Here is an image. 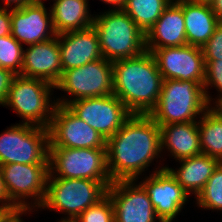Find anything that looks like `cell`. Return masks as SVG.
<instances>
[{
  "instance_id": "cell-1",
  "label": "cell",
  "mask_w": 222,
  "mask_h": 222,
  "mask_svg": "<svg viewBox=\"0 0 222 222\" xmlns=\"http://www.w3.org/2000/svg\"><path fill=\"white\" fill-rule=\"evenodd\" d=\"M110 179L139 180L161 158L160 126L148 114H132L106 141Z\"/></svg>"
},
{
  "instance_id": "cell-2",
  "label": "cell",
  "mask_w": 222,
  "mask_h": 222,
  "mask_svg": "<svg viewBox=\"0 0 222 222\" xmlns=\"http://www.w3.org/2000/svg\"><path fill=\"white\" fill-rule=\"evenodd\" d=\"M112 65L113 94L132 114H149L158 102L163 81L151 52Z\"/></svg>"
},
{
  "instance_id": "cell-3",
  "label": "cell",
  "mask_w": 222,
  "mask_h": 222,
  "mask_svg": "<svg viewBox=\"0 0 222 222\" xmlns=\"http://www.w3.org/2000/svg\"><path fill=\"white\" fill-rule=\"evenodd\" d=\"M99 14L94 15L92 27L97 32L103 58L114 62L146 51V34L122 9L109 8Z\"/></svg>"
},
{
  "instance_id": "cell-4",
  "label": "cell",
  "mask_w": 222,
  "mask_h": 222,
  "mask_svg": "<svg viewBox=\"0 0 222 222\" xmlns=\"http://www.w3.org/2000/svg\"><path fill=\"white\" fill-rule=\"evenodd\" d=\"M210 107L196 81L163 80L160 97L148 114L159 126L198 121Z\"/></svg>"
},
{
  "instance_id": "cell-5",
  "label": "cell",
  "mask_w": 222,
  "mask_h": 222,
  "mask_svg": "<svg viewBox=\"0 0 222 222\" xmlns=\"http://www.w3.org/2000/svg\"><path fill=\"white\" fill-rule=\"evenodd\" d=\"M112 180L48 177L46 195L39 209H49L65 216L59 221L72 222L88 207L107 195Z\"/></svg>"
},
{
  "instance_id": "cell-6",
  "label": "cell",
  "mask_w": 222,
  "mask_h": 222,
  "mask_svg": "<svg viewBox=\"0 0 222 222\" xmlns=\"http://www.w3.org/2000/svg\"><path fill=\"white\" fill-rule=\"evenodd\" d=\"M54 89L45 80L16 75L2 106L13 109L22 118L21 123L48 128L56 106V101L51 100Z\"/></svg>"
},
{
  "instance_id": "cell-7",
  "label": "cell",
  "mask_w": 222,
  "mask_h": 222,
  "mask_svg": "<svg viewBox=\"0 0 222 222\" xmlns=\"http://www.w3.org/2000/svg\"><path fill=\"white\" fill-rule=\"evenodd\" d=\"M48 128L16 123L0 134V166L20 164H49Z\"/></svg>"
},
{
  "instance_id": "cell-8",
  "label": "cell",
  "mask_w": 222,
  "mask_h": 222,
  "mask_svg": "<svg viewBox=\"0 0 222 222\" xmlns=\"http://www.w3.org/2000/svg\"><path fill=\"white\" fill-rule=\"evenodd\" d=\"M55 89L64 91L65 95L69 94L55 100L56 104L66 106L78 99L113 94L112 62L101 58L81 67L66 70Z\"/></svg>"
},
{
  "instance_id": "cell-9",
  "label": "cell",
  "mask_w": 222,
  "mask_h": 222,
  "mask_svg": "<svg viewBox=\"0 0 222 222\" xmlns=\"http://www.w3.org/2000/svg\"><path fill=\"white\" fill-rule=\"evenodd\" d=\"M48 177L111 180L107 148L49 147Z\"/></svg>"
},
{
  "instance_id": "cell-10",
  "label": "cell",
  "mask_w": 222,
  "mask_h": 222,
  "mask_svg": "<svg viewBox=\"0 0 222 222\" xmlns=\"http://www.w3.org/2000/svg\"><path fill=\"white\" fill-rule=\"evenodd\" d=\"M0 169L6 193L15 206L38 209L43 204L49 164L11 163Z\"/></svg>"
},
{
  "instance_id": "cell-11",
  "label": "cell",
  "mask_w": 222,
  "mask_h": 222,
  "mask_svg": "<svg viewBox=\"0 0 222 222\" xmlns=\"http://www.w3.org/2000/svg\"><path fill=\"white\" fill-rule=\"evenodd\" d=\"M67 107L84 122L99 132L107 141L132 115L114 94L103 97L82 98Z\"/></svg>"
},
{
  "instance_id": "cell-12",
  "label": "cell",
  "mask_w": 222,
  "mask_h": 222,
  "mask_svg": "<svg viewBox=\"0 0 222 222\" xmlns=\"http://www.w3.org/2000/svg\"><path fill=\"white\" fill-rule=\"evenodd\" d=\"M48 133L49 147L106 148L104 137L66 105L56 104Z\"/></svg>"
},
{
  "instance_id": "cell-13",
  "label": "cell",
  "mask_w": 222,
  "mask_h": 222,
  "mask_svg": "<svg viewBox=\"0 0 222 222\" xmlns=\"http://www.w3.org/2000/svg\"><path fill=\"white\" fill-rule=\"evenodd\" d=\"M166 165L158 166L139 184L147 192L155 213L161 222H172L183 210L190 195L177 182Z\"/></svg>"
},
{
  "instance_id": "cell-14",
  "label": "cell",
  "mask_w": 222,
  "mask_h": 222,
  "mask_svg": "<svg viewBox=\"0 0 222 222\" xmlns=\"http://www.w3.org/2000/svg\"><path fill=\"white\" fill-rule=\"evenodd\" d=\"M151 54L163 80L176 79L204 84L206 65L202 48L187 44L155 49Z\"/></svg>"
},
{
  "instance_id": "cell-15",
  "label": "cell",
  "mask_w": 222,
  "mask_h": 222,
  "mask_svg": "<svg viewBox=\"0 0 222 222\" xmlns=\"http://www.w3.org/2000/svg\"><path fill=\"white\" fill-rule=\"evenodd\" d=\"M137 182L117 180L108 187L107 195L114 207L115 222H161L147 192Z\"/></svg>"
},
{
  "instance_id": "cell-16",
  "label": "cell",
  "mask_w": 222,
  "mask_h": 222,
  "mask_svg": "<svg viewBox=\"0 0 222 222\" xmlns=\"http://www.w3.org/2000/svg\"><path fill=\"white\" fill-rule=\"evenodd\" d=\"M45 7L44 3L32 2L21 8H11V35L22 45L45 42L57 36L51 11Z\"/></svg>"
},
{
  "instance_id": "cell-17",
  "label": "cell",
  "mask_w": 222,
  "mask_h": 222,
  "mask_svg": "<svg viewBox=\"0 0 222 222\" xmlns=\"http://www.w3.org/2000/svg\"><path fill=\"white\" fill-rule=\"evenodd\" d=\"M62 74L103 58L99 38L93 27L57 35Z\"/></svg>"
},
{
  "instance_id": "cell-18",
  "label": "cell",
  "mask_w": 222,
  "mask_h": 222,
  "mask_svg": "<svg viewBox=\"0 0 222 222\" xmlns=\"http://www.w3.org/2000/svg\"><path fill=\"white\" fill-rule=\"evenodd\" d=\"M21 76L45 80L54 86L62 77L57 36L24 49Z\"/></svg>"
},
{
  "instance_id": "cell-19",
  "label": "cell",
  "mask_w": 222,
  "mask_h": 222,
  "mask_svg": "<svg viewBox=\"0 0 222 222\" xmlns=\"http://www.w3.org/2000/svg\"><path fill=\"white\" fill-rule=\"evenodd\" d=\"M187 45L182 0H172L146 33V51Z\"/></svg>"
},
{
  "instance_id": "cell-20",
  "label": "cell",
  "mask_w": 222,
  "mask_h": 222,
  "mask_svg": "<svg viewBox=\"0 0 222 222\" xmlns=\"http://www.w3.org/2000/svg\"><path fill=\"white\" fill-rule=\"evenodd\" d=\"M161 153H170L175 161L201 154L198 121L160 126Z\"/></svg>"
},
{
  "instance_id": "cell-21",
  "label": "cell",
  "mask_w": 222,
  "mask_h": 222,
  "mask_svg": "<svg viewBox=\"0 0 222 222\" xmlns=\"http://www.w3.org/2000/svg\"><path fill=\"white\" fill-rule=\"evenodd\" d=\"M177 162L180 164L177 169L169 166L165 168L189 195L194 194V198L202 191L214 170L221 163L218 159L202 153Z\"/></svg>"
},
{
  "instance_id": "cell-22",
  "label": "cell",
  "mask_w": 222,
  "mask_h": 222,
  "mask_svg": "<svg viewBox=\"0 0 222 222\" xmlns=\"http://www.w3.org/2000/svg\"><path fill=\"white\" fill-rule=\"evenodd\" d=\"M187 44L202 48L213 35L219 21L208 4L182 0Z\"/></svg>"
},
{
  "instance_id": "cell-23",
  "label": "cell",
  "mask_w": 222,
  "mask_h": 222,
  "mask_svg": "<svg viewBox=\"0 0 222 222\" xmlns=\"http://www.w3.org/2000/svg\"><path fill=\"white\" fill-rule=\"evenodd\" d=\"M50 7L56 34L92 27L94 16L89 12V0H53Z\"/></svg>"
},
{
  "instance_id": "cell-24",
  "label": "cell",
  "mask_w": 222,
  "mask_h": 222,
  "mask_svg": "<svg viewBox=\"0 0 222 222\" xmlns=\"http://www.w3.org/2000/svg\"><path fill=\"white\" fill-rule=\"evenodd\" d=\"M201 153L222 162V115L209 107L198 120Z\"/></svg>"
},
{
  "instance_id": "cell-25",
  "label": "cell",
  "mask_w": 222,
  "mask_h": 222,
  "mask_svg": "<svg viewBox=\"0 0 222 222\" xmlns=\"http://www.w3.org/2000/svg\"><path fill=\"white\" fill-rule=\"evenodd\" d=\"M172 0H126L122 10L146 34Z\"/></svg>"
},
{
  "instance_id": "cell-26",
  "label": "cell",
  "mask_w": 222,
  "mask_h": 222,
  "mask_svg": "<svg viewBox=\"0 0 222 222\" xmlns=\"http://www.w3.org/2000/svg\"><path fill=\"white\" fill-rule=\"evenodd\" d=\"M195 199L199 208L222 211V162L214 170Z\"/></svg>"
},
{
  "instance_id": "cell-27",
  "label": "cell",
  "mask_w": 222,
  "mask_h": 222,
  "mask_svg": "<svg viewBox=\"0 0 222 222\" xmlns=\"http://www.w3.org/2000/svg\"><path fill=\"white\" fill-rule=\"evenodd\" d=\"M24 46L11 34L0 37V67L21 74Z\"/></svg>"
},
{
  "instance_id": "cell-28",
  "label": "cell",
  "mask_w": 222,
  "mask_h": 222,
  "mask_svg": "<svg viewBox=\"0 0 222 222\" xmlns=\"http://www.w3.org/2000/svg\"><path fill=\"white\" fill-rule=\"evenodd\" d=\"M205 65V81L203 86L207 102L212 107V105L214 106L222 99V60H205ZM213 87L218 91V95L215 98H212L209 93L210 91H208L209 88L212 89Z\"/></svg>"
},
{
  "instance_id": "cell-29",
  "label": "cell",
  "mask_w": 222,
  "mask_h": 222,
  "mask_svg": "<svg viewBox=\"0 0 222 222\" xmlns=\"http://www.w3.org/2000/svg\"><path fill=\"white\" fill-rule=\"evenodd\" d=\"M72 222H115L114 207L108 195L88 207Z\"/></svg>"
},
{
  "instance_id": "cell-30",
  "label": "cell",
  "mask_w": 222,
  "mask_h": 222,
  "mask_svg": "<svg viewBox=\"0 0 222 222\" xmlns=\"http://www.w3.org/2000/svg\"><path fill=\"white\" fill-rule=\"evenodd\" d=\"M204 60H222V23H219L213 35L202 47Z\"/></svg>"
},
{
  "instance_id": "cell-31",
  "label": "cell",
  "mask_w": 222,
  "mask_h": 222,
  "mask_svg": "<svg viewBox=\"0 0 222 222\" xmlns=\"http://www.w3.org/2000/svg\"><path fill=\"white\" fill-rule=\"evenodd\" d=\"M16 76L12 71L0 67V105L5 103L13 78Z\"/></svg>"
},
{
  "instance_id": "cell-32",
  "label": "cell",
  "mask_w": 222,
  "mask_h": 222,
  "mask_svg": "<svg viewBox=\"0 0 222 222\" xmlns=\"http://www.w3.org/2000/svg\"><path fill=\"white\" fill-rule=\"evenodd\" d=\"M35 207H14L8 209L5 214L2 216L0 222H24L22 215L30 214Z\"/></svg>"
},
{
  "instance_id": "cell-33",
  "label": "cell",
  "mask_w": 222,
  "mask_h": 222,
  "mask_svg": "<svg viewBox=\"0 0 222 222\" xmlns=\"http://www.w3.org/2000/svg\"><path fill=\"white\" fill-rule=\"evenodd\" d=\"M11 9L0 8V37L11 34Z\"/></svg>"
},
{
  "instance_id": "cell-34",
  "label": "cell",
  "mask_w": 222,
  "mask_h": 222,
  "mask_svg": "<svg viewBox=\"0 0 222 222\" xmlns=\"http://www.w3.org/2000/svg\"><path fill=\"white\" fill-rule=\"evenodd\" d=\"M0 206L8 207L9 209L16 207L10 200L6 193L3 177L0 169Z\"/></svg>"
},
{
  "instance_id": "cell-35",
  "label": "cell",
  "mask_w": 222,
  "mask_h": 222,
  "mask_svg": "<svg viewBox=\"0 0 222 222\" xmlns=\"http://www.w3.org/2000/svg\"><path fill=\"white\" fill-rule=\"evenodd\" d=\"M4 4L3 6L0 5V8H4V9H11L10 7H12L13 4V8L12 9H17V8H21L24 5H28L32 2H34V0H1Z\"/></svg>"
},
{
  "instance_id": "cell-36",
  "label": "cell",
  "mask_w": 222,
  "mask_h": 222,
  "mask_svg": "<svg viewBox=\"0 0 222 222\" xmlns=\"http://www.w3.org/2000/svg\"><path fill=\"white\" fill-rule=\"evenodd\" d=\"M210 6L219 23H222V0H214Z\"/></svg>"
},
{
  "instance_id": "cell-37",
  "label": "cell",
  "mask_w": 222,
  "mask_h": 222,
  "mask_svg": "<svg viewBox=\"0 0 222 222\" xmlns=\"http://www.w3.org/2000/svg\"><path fill=\"white\" fill-rule=\"evenodd\" d=\"M108 5H112L113 9H122L125 6L126 0H100ZM115 7V8H114Z\"/></svg>"
},
{
  "instance_id": "cell-38",
  "label": "cell",
  "mask_w": 222,
  "mask_h": 222,
  "mask_svg": "<svg viewBox=\"0 0 222 222\" xmlns=\"http://www.w3.org/2000/svg\"><path fill=\"white\" fill-rule=\"evenodd\" d=\"M217 112L222 115V99L219 100L214 106H212Z\"/></svg>"
},
{
  "instance_id": "cell-39",
  "label": "cell",
  "mask_w": 222,
  "mask_h": 222,
  "mask_svg": "<svg viewBox=\"0 0 222 222\" xmlns=\"http://www.w3.org/2000/svg\"><path fill=\"white\" fill-rule=\"evenodd\" d=\"M189 1L210 5L214 0H189Z\"/></svg>"
},
{
  "instance_id": "cell-40",
  "label": "cell",
  "mask_w": 222,
  "mask_h": 222,
  "mask_svg": "<svg viewBox=\"0 0 222 222\" xmlns=\"http://www.w3.org/2000/svg\"><path fill=\"white\" fill-rule=\"evenodd\" d=\"M8 209V207L0 206V220Z\"/></svg>"
},
{
  "instance_id": "cell-41",
  "label": "cell",
  "mask_w": 222,
  "mask_h": 222,
  "mask_svg": "<svg viewBox=\"0 0 222 222\" xmlns=\"http://www.w3.org/2000/svg\"><path fill=\"white\" fill-rule=\"evenodd\" d=\"M34 2H37V3H44V0H34Z\"/></svg>"
}]
</instances>
